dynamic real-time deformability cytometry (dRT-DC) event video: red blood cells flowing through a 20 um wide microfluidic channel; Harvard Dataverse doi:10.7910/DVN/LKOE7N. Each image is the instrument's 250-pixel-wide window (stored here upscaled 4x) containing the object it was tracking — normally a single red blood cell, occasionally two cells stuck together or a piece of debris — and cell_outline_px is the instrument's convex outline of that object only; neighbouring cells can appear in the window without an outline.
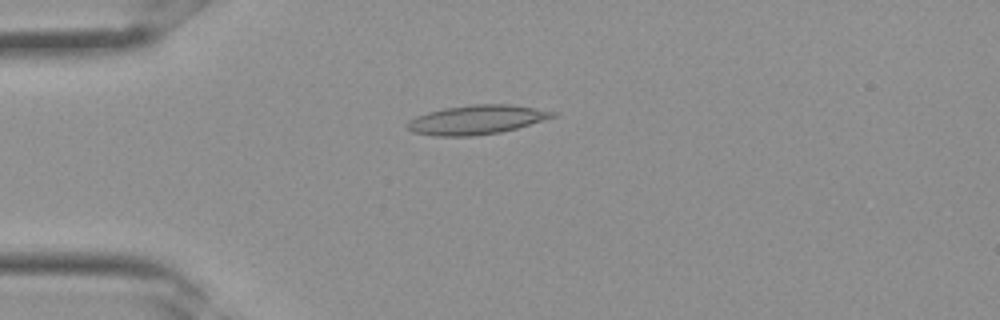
{"species": "Egyptian fruit bat (a non-hibernating species)", "species_latin": "Rousettus aegyptiacus", "temperature_condition": "room temperature", "stored_images_in_passage": 31, "camera_frame_rate_fps": 3000, "um_per_image_px": 0.085, "frame": {"image": 1, "passage_image": 9, "time_ms": 2.667, "image_size_px": [1000, 320], "cell_outline_px": [[556, 116], [544, 120], [516, 128], [500, 132], [472, 136], [436, 136], [412, 132], [404, 124], [408, 120], [416, 116], [428, 112], [444, 108], [472, 104], [512, 104], [556, 112]], "centroid_in_image_um": [40.47, 10.17], "position_along_channel_um": 44.5, "area_um2": 24.68}}
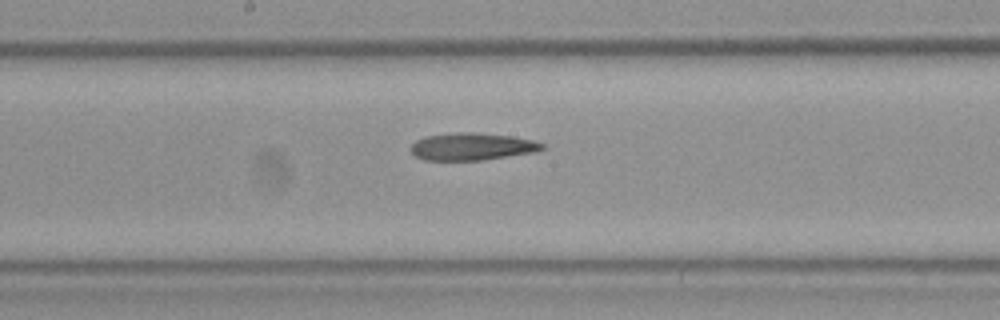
{"frame": {"image": 2, "passage_image": 18, "time_ms": 5.667, "image_size_px": [1000, 320], "cell_outline_px": [[548, 148], [536, 152], [484, 160], [424, 160], [416, 156], [412, 152], [412, 144], [416, 140], [424, 136], [460, 132], [476, 132], [512, 136], [532, 140], [544, 144]], "centroid_in_image_um": [40.17, 12.46], "position_along_channel_um": 208.0, "area_um2": 21.04}}
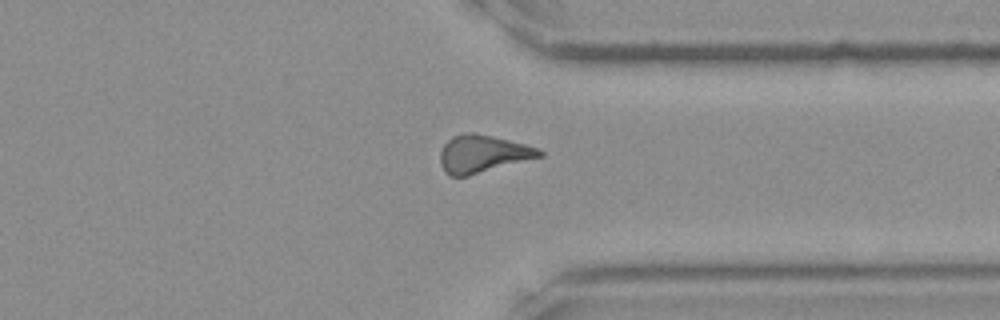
{"frame": {"image": 3, "passage_image": 26, "time_ms": 8.333, "image_size_px": [1000, 320], "cell_outline_px": [[544, 156], [468, 176], [452, 176], [444, 172], [440, 164], [440, 152], [444, 144], [452, 136], [464, 132], [472, 132], [492, 136], [540, 148], [544, 152]], "centroid_in_image_um": [41.03, 13.08], "position_along_channel_um": 370.4, "area_um2": 21.85}}